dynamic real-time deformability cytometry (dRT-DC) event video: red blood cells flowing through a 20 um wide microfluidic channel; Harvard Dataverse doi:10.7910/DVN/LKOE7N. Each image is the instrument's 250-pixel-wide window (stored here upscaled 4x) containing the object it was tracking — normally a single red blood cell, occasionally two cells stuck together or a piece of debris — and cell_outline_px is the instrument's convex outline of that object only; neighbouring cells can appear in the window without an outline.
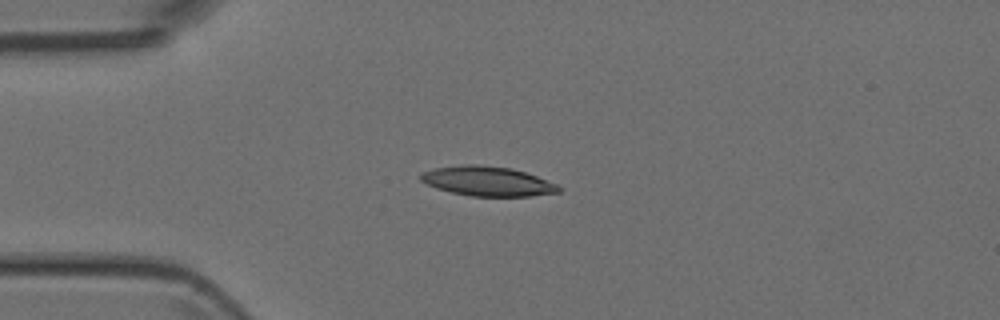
{"species": "Egyptian fruit bat (a non-hibernating species)", "species_latin": "Rousettus aegyptiacus", "temperature_condition": "room temperature", "stored_images_in_passage": 6, "camera_frame_rate_fps": 3000, "um_per_image_px": 0.085, "animal": {"sex": "female"}, "frame": {"image": 1, "passage_image": 2, "time_ms": 1.333, "image_size_px": [1000, 320], "cell_outline_px": [[564, 188], [560, 192], [528, 196], [472, 196], [452, 192], [436, 188], [420, 180], [420, 172], [432, 168], [464, 164], [480, 164], [512, 168], [536, 176], [556, 184]], "centroid_in_image_um": [41.42, 15.39], "position_along_channel_um": 43.6, "area_um2": 23.87}}
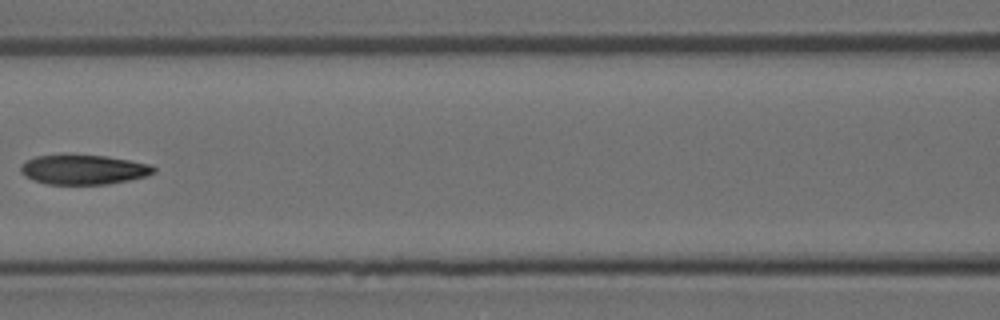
{"frame": {"image": 2, "passage_image": 5, "time_ms": 4.667, "image_size_px": [1000, 320], "cell_outline_px": [[156, 172], [144, 176], [128, 180], [108, 184], [48, 184], [32, 180], [24, 176], [20, 172], [20, 164], [36, 156], [60, 152], [64, 152], [108, 156], [152, 164], [156, 168]], "centroid_in_image_um": [7.05, 14.37], "position_along_channel_um": 159.5, "area_um2": 23.87}}
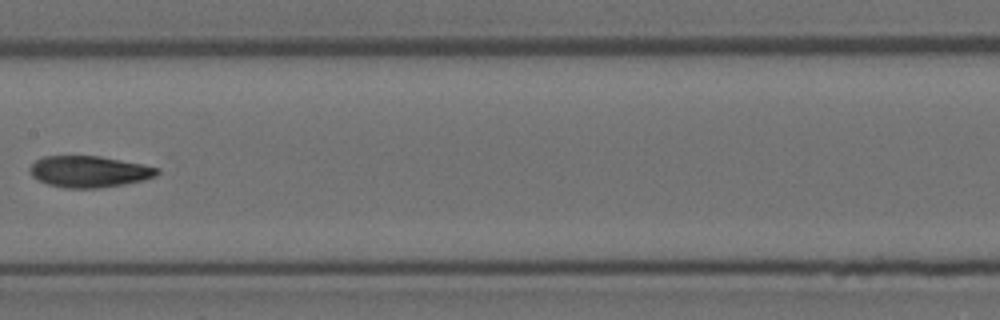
{"frame": {"image": 3, "passage_image": 6, "time_ms": 5.667, "image_size_px": [1000, 320], "cell_outline_px": [[160, 172], [156, 176], [144, 180], [124, 184], [96, 188], [64, 188], [48, 184], [32, 176], [28, 168], [36, 160], [44, 156], [100, 156], [160, 168]], "centroid_in_image_um": [7.58, 14.58], "position_along_channel_um": 199.8, "area_um2": 23.18}}